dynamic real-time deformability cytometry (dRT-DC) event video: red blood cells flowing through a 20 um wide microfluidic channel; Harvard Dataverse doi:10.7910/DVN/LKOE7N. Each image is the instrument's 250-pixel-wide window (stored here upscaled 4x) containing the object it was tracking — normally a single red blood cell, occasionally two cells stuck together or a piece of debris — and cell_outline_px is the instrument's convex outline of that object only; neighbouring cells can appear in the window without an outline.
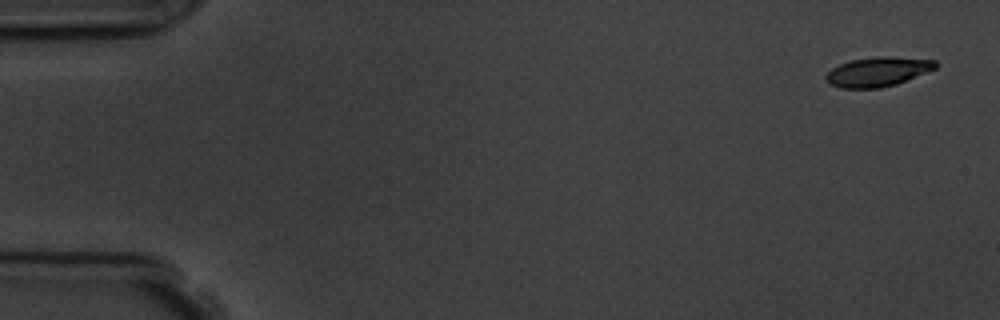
{"species": "common noctule bat (a hibernating species)", "species_latin": "Nyctalus noctula", "temperature_condition": "room temperature", "stored_images_in_passage": 5, "camera_frame_rate_fps": 3000, "um_per_image_px": 0.085, "animal": {"sex": "male", "body_mass_g": 19.5, "forearm_length_mm": 54.6}, "frame": {"image": 1, "passage_image": 1, "time_ms": 0.0, "image_size_px": [1000, 320], "cell_outline_px": [[936, 68], [896, 84], [880, 88], [840, 88], [828, 84], [824, 80], [824, 76], [832, 68], [840, 64], [852, 60], [876, 56], [892, 56], [936, 60]], "centroid_in_image_um": [74.56, 6.1], "position_along_channel_um": 10.4, "area_um2": 18.84}}
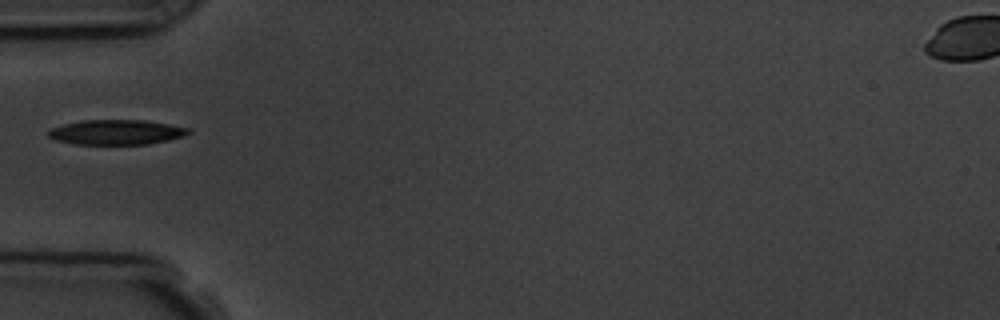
{"frame": {"image": 2, "passage_image": 4, "time_ms": 5.333, "image_size_px": [1000, 320], "cell_outline_px": [[192, 132], [184, 136], [168, 140], [148, 144], [76, 144], [56, 140], [48, 136], [48, 132], [52, 128], [64, 124], [80, 120], [144, 120], [192, 128]], "centroid_in_image_um": [9.93, 11.23], "position_along_channel_um": 75.1, "area_um2": 20.35}}